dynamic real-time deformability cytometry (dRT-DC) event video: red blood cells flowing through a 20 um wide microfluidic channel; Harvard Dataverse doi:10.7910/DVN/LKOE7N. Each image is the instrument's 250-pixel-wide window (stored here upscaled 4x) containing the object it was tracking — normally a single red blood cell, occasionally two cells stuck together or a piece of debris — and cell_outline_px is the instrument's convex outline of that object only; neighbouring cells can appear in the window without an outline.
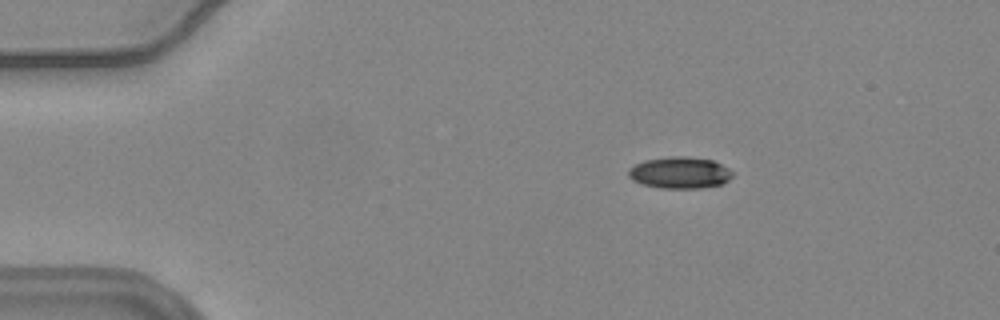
{"species": "common noctule bat (a hibernating species)", "species_latin": "Nyctalus noctula", "temperature_condition": "warm", "stored_images_in_passage": 50, "camera_frame_rate_fps": 3000, "um_per_image_px": 0.085, "animal": {"sex": "female", "body_mass_g": 24.6, "forearm_length_mm": 56.2}, "frame": {"image": 1, "passage_image": 4, "time_ms": 1.0, "image_size_px": [1000, 320], "cell_outline_px": [[736, 172], [728, 180], [720, 184], [700, 188], [660, 188], [640, 184], [632, 180], [628, 176], [628, 168], [644, 160], [672, 156], [684, 156], [712, 160]], "centroid_in_image_um": [57.76, 14.68], "position_along_channel_um": 27.2, "area_um2": 19.25}}
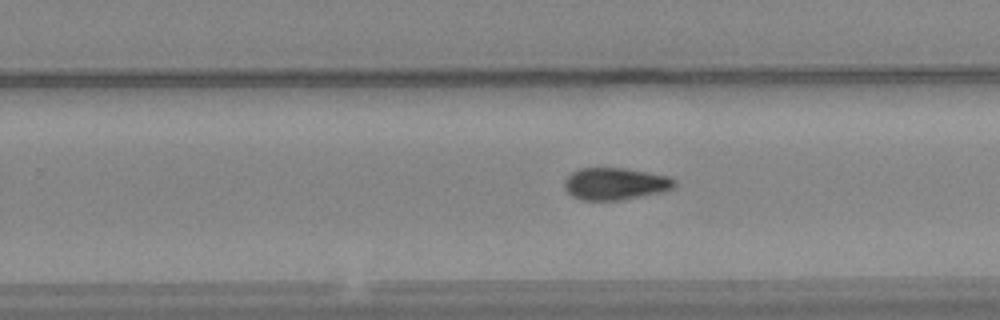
{"frame": {"image": 2, "passage_image": 30, "time_ms": 9.667, "image_size_px": [1000, 320], "cell_outline_px": [[676, 188], [664, 192], [620, 200], [580, 200], [572, 196], [564, 188], [564, 180], [572, 172], [580, 168], [624, 168], [648, 172], [668, 176], [676, 180]], "centroid_in_image_um": [52.32, 15.62], "position_along_channel_um": 277.5, "area_um2": 20.81}}
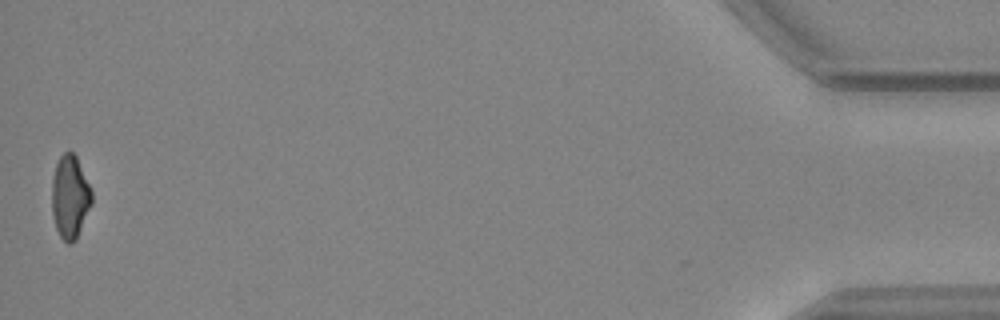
{"frame": {"image": 3, "passage_image": 50, "time_ms": 16.333, "image_size_px": [1000, 320], "cell_outline_px": [[92, 204], [76, 240], [72, 244], [68, 244], [60, 236], [56, 228], [52, 216], [52, 180], [56, 164], [60, 156], [64, 152], [72, 152], [76, 156], [92, 192]], "centroid_in_image_um": [5.95, 16.77], "position_along_channel_um": 429.3, "area_um2": 19.31}, "authors_computed_cell_mechanics": {"area_um2": 20.4901, "velocity_mm_per_s": 3.6998, "shape_relaxation_time_tau1_ms": 11.3247, "shape_relaxation_time_tau2_ms": null, "deformation_change_tau1": 0.2335, "deformation_change_tau2": null}}